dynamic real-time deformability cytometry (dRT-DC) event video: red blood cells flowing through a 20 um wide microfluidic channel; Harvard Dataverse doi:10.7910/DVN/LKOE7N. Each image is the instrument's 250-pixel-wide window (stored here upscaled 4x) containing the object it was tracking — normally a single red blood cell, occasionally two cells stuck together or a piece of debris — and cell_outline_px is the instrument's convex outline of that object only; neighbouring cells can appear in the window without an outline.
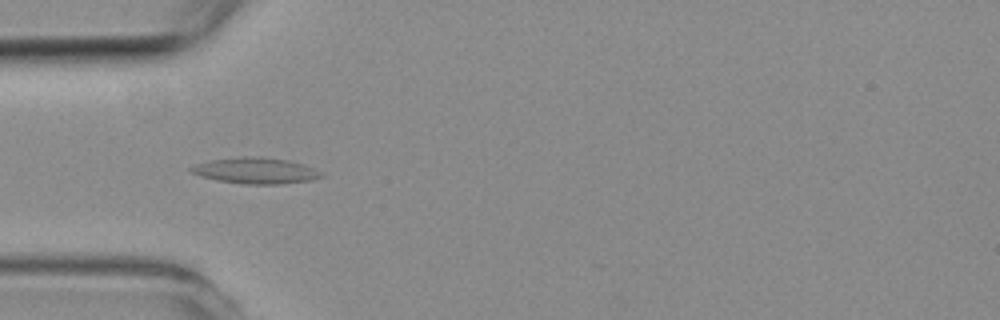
{"species": "common noctule bat (a hibernating species)", "species_latin": "Nyctalus noctula", "temperature_condition": "room temperature", "stored_images_in_passage": 5, "camera_frame_rate_fps": 3000, "um_per_image_px": 0.085, "animal": {"sex": "female", "body_mass_g": 19.3, "forearm_length_mm": 54.1}, "frame": {"image": 1, "passage_image": 4, "time_ms": 3.333, "image_size_px": [1000, 320], "cell_outline_px": [[324, 176], [312, 180], [280, 184], [244, 184], [216, 180], [200, 176], [192, 172], [188, 168], [196, 164], [212, 160], [240, 156], [260, 156], [288, 160], [304, 164], [324, 172]], "centroid_in_image_um": [21.77, 14.5], "position_along_channel_um": 63.2, "area_um2": 19.94}}